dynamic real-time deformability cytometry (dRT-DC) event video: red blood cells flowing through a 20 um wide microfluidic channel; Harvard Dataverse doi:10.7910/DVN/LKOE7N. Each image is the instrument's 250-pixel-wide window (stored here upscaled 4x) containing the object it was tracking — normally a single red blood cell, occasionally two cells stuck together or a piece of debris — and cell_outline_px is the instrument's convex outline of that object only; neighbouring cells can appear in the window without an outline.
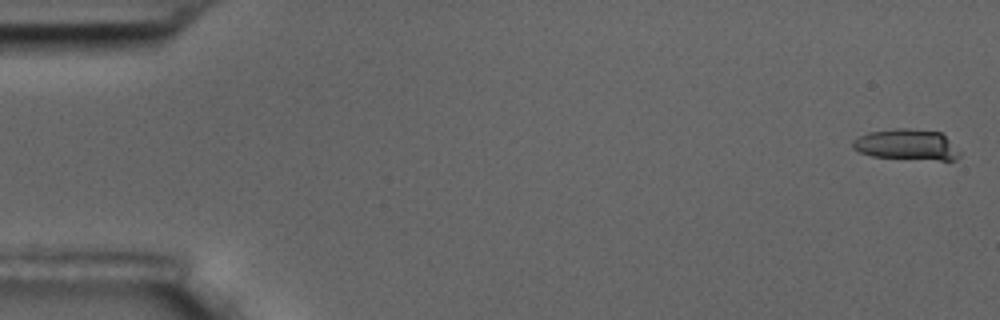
{"species": "common noctule bat (a hibernating species)", "species_latin": "Nyctalus noctula", "temperature_condition": "room temperature", "stored_images_in_passage": 6, "camera_frame_rate_fps": 3000, "um_per_image_px": 0.085, "animal": {"sex": "male", "body_mass_g": 17.5, "forearm_length_mm": 52.3}, "frame": {"image": 1, "passage_image": 1, "time_ms": 0.0, "image_size_px": [1000, 320], "cell_outline_px": [[960, 156], [956, 160], [940, 160], [872, 156], [860, 152], [852, 148], [852, 140], [868, 132], [896, 128], [908, 128], [940, 132], [960, 152]], "centroid_in_image_um": [77.05, 12.29], "position_along_channel_um": 7.9, "area_um2": 19.02}}